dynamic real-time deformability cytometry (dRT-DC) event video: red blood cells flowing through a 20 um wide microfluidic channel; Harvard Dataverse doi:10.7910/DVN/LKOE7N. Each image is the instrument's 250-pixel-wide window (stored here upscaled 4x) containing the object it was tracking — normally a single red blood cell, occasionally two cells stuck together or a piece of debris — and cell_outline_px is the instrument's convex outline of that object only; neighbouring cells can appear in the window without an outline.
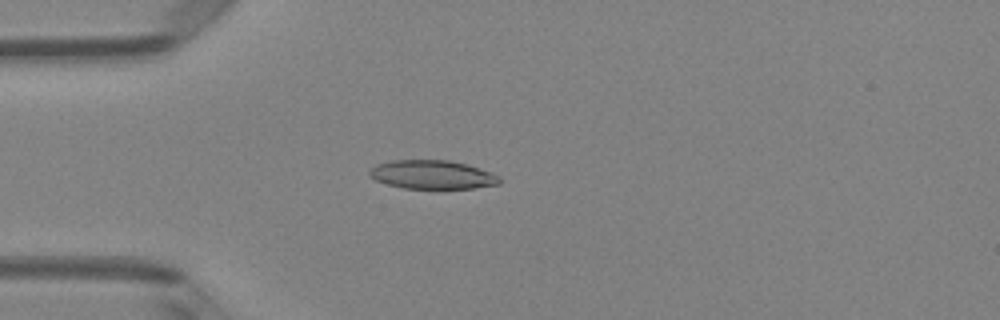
{"species": "Egyptian fruit bat (a non-hibernating species)", "species_latin": "Rousettus aegyptiacus", "temperature_condition": "room temperature", "stored_images_in_passage": 5, "camera_frame_rate_fps": 3000, "um_per_image_px": 0.085, "animal": {"sex": "female"}, "frame": {"image": 1, "passage_image": 5, "time_ms": 1.333, "image_size_px": [1000, 320], "cell_outline_px": [[500, 184], [476, 188], [404, 188], [388, 184], [376, 180], [368, 176], [368, 172], [376, 164], [392, 160], [448, 160], [464, 164], [500, 176]], "centroid_in_image_um": [36.71, 14.85], "position_along_channel_um": 48.3, "area_um2": 21.5}}